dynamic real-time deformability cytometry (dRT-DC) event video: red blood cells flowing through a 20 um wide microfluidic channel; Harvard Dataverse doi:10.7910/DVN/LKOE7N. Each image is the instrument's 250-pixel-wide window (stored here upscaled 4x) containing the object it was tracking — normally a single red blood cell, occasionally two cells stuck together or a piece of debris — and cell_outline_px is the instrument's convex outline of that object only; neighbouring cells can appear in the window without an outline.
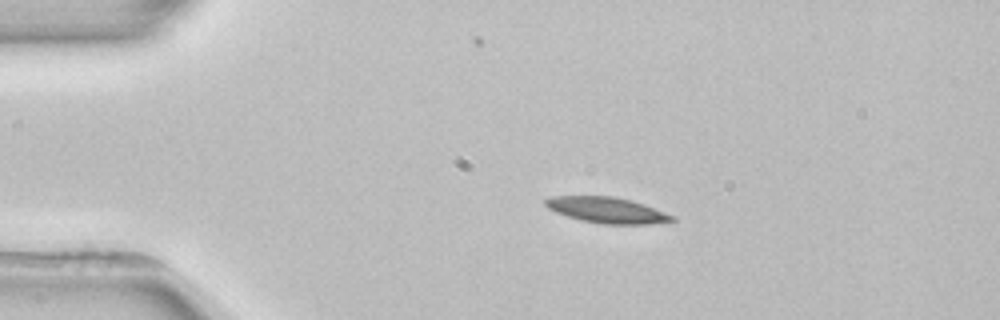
{"species": "common noctule bat (a hibernating species)", "species_latin": "Nyctalus noctula", "temperature_condition": "room temperature", "stored_images_in_passage": 3, "camera_frame_rate_fps": 3000, "um_per_image_px": 0.085, "animal": {"sex": "female", "body_mass_g": 22.7, "forearm_length_mm": 54.2}, "frame": {"image": 1, "passage_image": 2, "time_ms": 1.667, "image_size_px": [1000, 320], "cell_outline_px": [[676, 220], [648, 224], [604, 224], [580, 220], [556, 212], [548, 208], [544, 204], [544, 200], [556, 196], [612, 196], [644, 204], [676, 216]], "centroid_in_image_um": [51.61, 17.86], "position_along_channel_um": 33.4, "area_um2": 18.9}}